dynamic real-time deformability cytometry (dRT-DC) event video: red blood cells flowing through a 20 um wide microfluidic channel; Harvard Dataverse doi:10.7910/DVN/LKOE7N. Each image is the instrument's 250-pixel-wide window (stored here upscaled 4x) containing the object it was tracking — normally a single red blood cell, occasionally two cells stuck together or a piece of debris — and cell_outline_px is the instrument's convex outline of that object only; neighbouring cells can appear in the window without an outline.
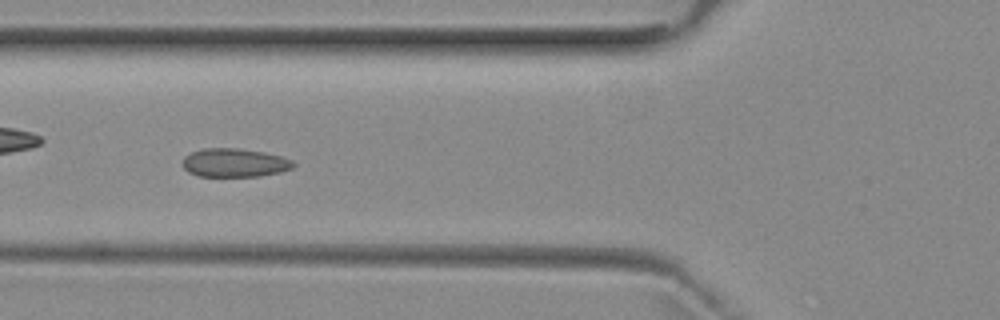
{"species": "common noctule bat (a hibernating species)", "species_latin": "Nyctalus noctula", "temperature_condition": "room temperature", "stored_images_in_passage": 6, "camera_frame_rate_fps": 3000, "um_per_image_px": 0.085, "animal": {"sex": "female", "body_mass_g": 29.2, "forearm_length_mm": 56.3}, "frame": {"image": 1, "passage_image": 5, "time_ms": 4.667, "image_size_px": [1000, 320], "cell_outline_px": [[296, 164], [292, 168], [280, 172], [260, 176], [196, 176], [188, 172], [184, 168], [184, 156], [192, 152], [204, 148], [240, 148], [264, 152], [280, 156], [292, 160]], "centroid_in_image_um": [19.94, 13.83], "position_along_channel_um": 105.9, "area_um2": 18.44}}
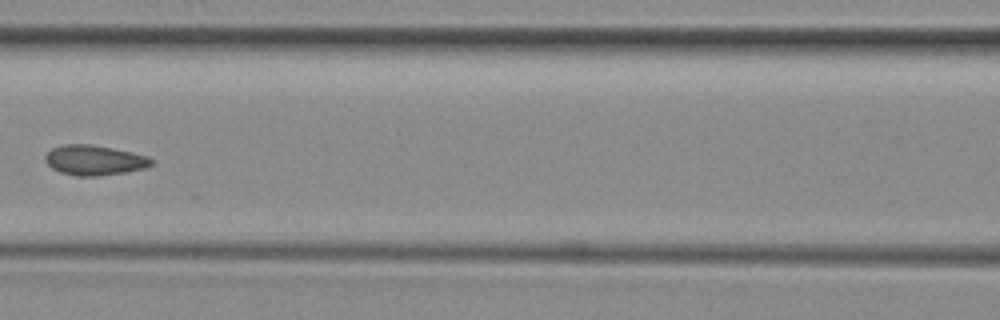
{"frame": {"image": 2, "passage_image": 6, "time_ms": 6.0, "image_size_px": [1000, 320], "cell_outline_px": [[152, 164], [144, 168], [124, 172], [96, 176], [76, 176], [60, 172], [52, 168], [44, 160], [44, 156], [52, 148], [64, 144], [92, 144], [132, 152], [148, 156], [152, 160]], "centroid_in_image_um": [7.99, 13.61], "position_along_channel_um": 158.6, "area_um2": 18.5}}